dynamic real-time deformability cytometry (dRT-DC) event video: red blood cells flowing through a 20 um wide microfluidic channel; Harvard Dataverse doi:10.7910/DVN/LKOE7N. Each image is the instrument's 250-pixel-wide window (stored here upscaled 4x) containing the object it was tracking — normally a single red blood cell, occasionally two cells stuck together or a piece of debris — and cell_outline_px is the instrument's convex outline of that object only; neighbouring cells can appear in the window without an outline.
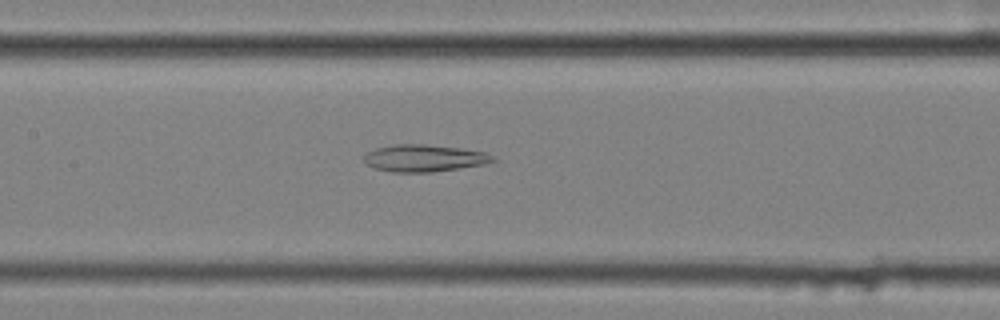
{"species": "common noctule bat (a hibernating species)", "species_latin": "Nyctalus noctula", "temperature_condition": "cold", "stored_images_in_passage": 45, "camera_frame_rate_fps": 3000, "um_per_image_px": 0.085, "animal": {"sex": "female", "body_mass_g": 25.1}, "frame": {"image": 1, "passage_image": 15, "time_ms": 4.667, "image_size_px": [1000, 320], "cell_outline_px": [[500, 160], [484, 164], [432, 172], [392, 172], [372, 168], [364, 164], [364, 156], [368, 152], [376, 148], [392, 144], [424, 144], [460, 148], [484, 152]], "centroid_in_image_um": [36.02, 13.44], "position_along_channel_um": 171.4, "area_um2": 20.4}}
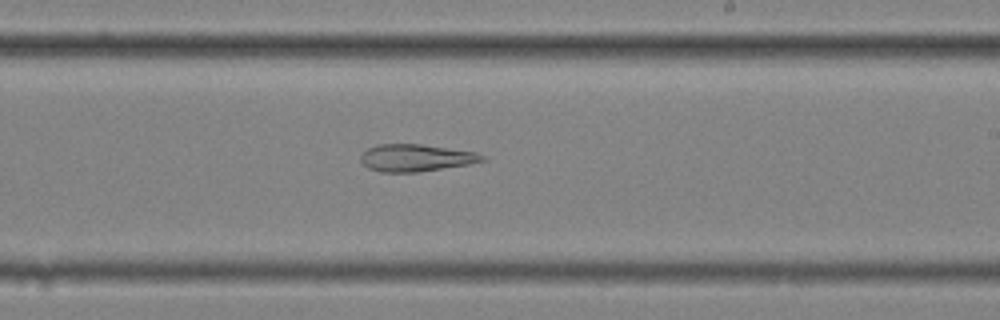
{"frame": {"image": 2, "passage_image": 22, "time_ms": 7.0, "image_size_px": [1000, 320], "cell_outline_px": [[488, 160], [468, 164], [420, 172], [380, 172], [368, 168], [360, 160], [360, 156], [368, 148], [376, 144], [420, 144], [476, 152], [484, 156]], "centroid_in_image_um": [35.34, 13.42], "position_along_channel_um": 253.7, "area_um2": 19.25}}
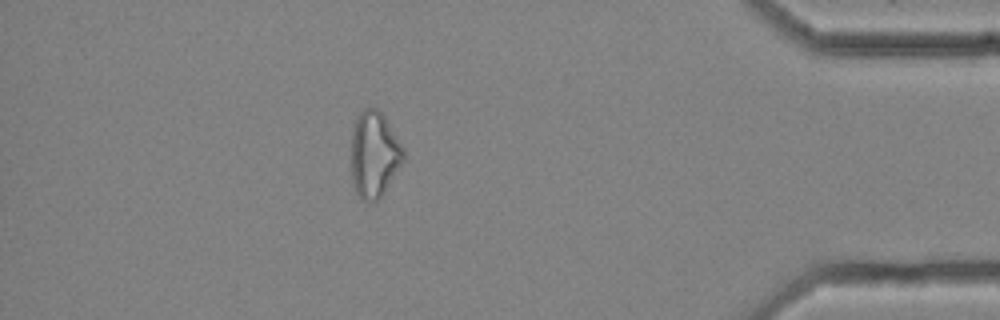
{"frame": {"image": 3, "passage_image": 38, "time_ms": 12.333, "image_size_px": [1000, 320], "cell_outline_px": [[404, 160], [384, 192], [376, 200], [364, 200], [356, 192], [352, 184], [352, 132], [356, 116], [364, 108], [376, 108], [384, 116], [404, 148]], "centroid_in_image_um": [31.8, 13.1], "position_along_channel_um": 403.4, "area_um2": 25.89}, "authors_computed_cell_mechanics": {"area_um2": 23.698, "velocity_mm_per_s": 3.5332, "shape_relaxation_time_tau1_ms": null, "shape_relaxation_time_tau2_ms": 7.9827, "deformation_change_tau1": null, "deformation_change_tau2": 0.2165}}